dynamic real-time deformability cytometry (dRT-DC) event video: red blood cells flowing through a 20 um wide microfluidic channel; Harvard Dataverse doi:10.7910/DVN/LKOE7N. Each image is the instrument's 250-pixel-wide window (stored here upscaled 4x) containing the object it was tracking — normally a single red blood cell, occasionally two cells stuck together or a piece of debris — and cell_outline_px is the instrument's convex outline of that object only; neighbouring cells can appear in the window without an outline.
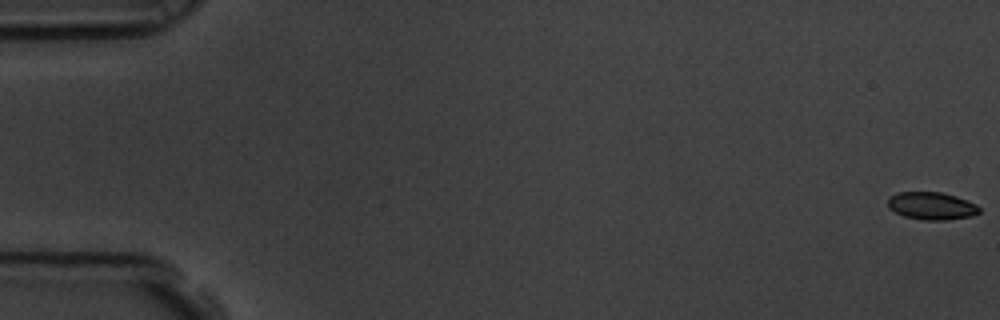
{"species": "common noctule bat (a hibernating species)", "species_latin": "Nyctalus noctula", "temperature_condition": "room temperature", "stored_images_in_passage": 58, "camera_frame_rate_fps": 3000, "um_per_image_px": 0.085, "animal": {"sex": "male", "body_mass_g": 19.5, "forearm_length_mm": 54.6}, "frame": {"image": 1, "passage_image": 1, "time_ms": 0.0, "image_size_px": [1000, 320], "cell_outline_px": [[980, 212], [972, 216], [948, 220], [924, 220], [904, 216], [888, 208], [888, 196], [896, 192], [940, 192], [956, 196], [976, 204], [980, 208]], "centroid_in_image_um": [79.17, 17.5], "position_along_channel_um": 5.8, "area_um2": 14.8}}
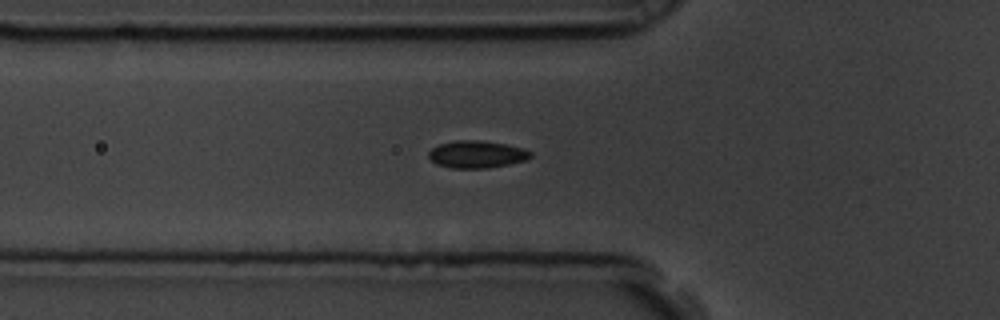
{"frame": {"image": 2, "passage_image": 21, "time_ms": 6.667, "image_size_px": [1000, 320], "cell_outline_px": [[532, 156], [528, 160], [488, 168], [452, 168], [436, 164], [428, 156], [428, 152], [432, 148], [440, 144], [456, 140], [480, 140], [504, 144], [524, 148], [532, 152]], "centroid_in_image_um": [40.54, 13.12], "position_along_channel_um": 85.3, "area_um2": 16.24}}
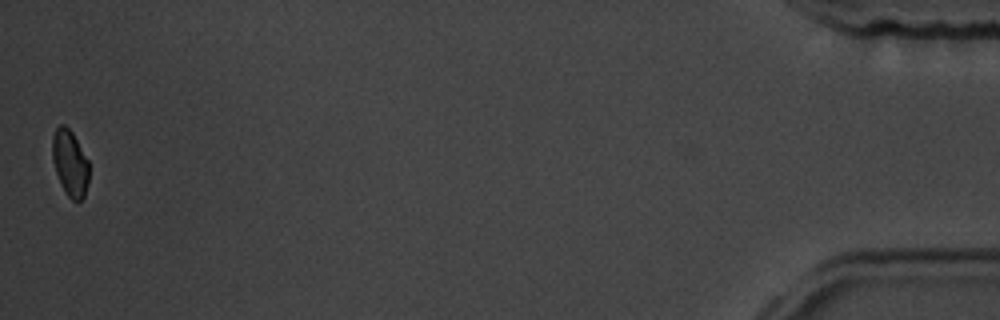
{"frame": {"image": 3, "passage_image": 58, "time_ms": 19.0, "image_size_px": [1000, 320], "cell_outline_px": [[88, 184], [84, 196], [80, 200], [72, 200], [68, 196], [56, 172], [52, 160], [52, 136], [56, 128], [60, 124], [64, 124], [72, 132], [88, 160]], "centroid_in_image_um": [5.94, 13.83], "position_along_channel_um": 429.3, "area_um2": 13.93}, "authors_computed_cell_mechanics": {"area_um2": 15.7216, "velocity_mm_per_s": 3.5596, "shape_relaxation_time_tau1_ms": 5.1525, "shape_relaxation_time_tau2_ms": 2.0391, "deformation_change_tau1": 0.0791, "deformation_change_tau2": 0.048}}